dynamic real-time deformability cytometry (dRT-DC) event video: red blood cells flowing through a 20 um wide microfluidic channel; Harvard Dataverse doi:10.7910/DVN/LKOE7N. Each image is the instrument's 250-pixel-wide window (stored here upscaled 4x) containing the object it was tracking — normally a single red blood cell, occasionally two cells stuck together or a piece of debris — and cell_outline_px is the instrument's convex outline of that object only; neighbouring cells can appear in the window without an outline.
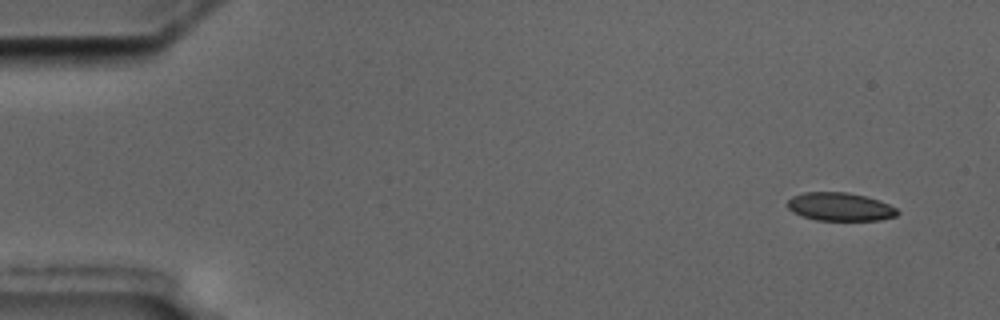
{"species": "common noctule bat (a hibernating species)", "species_latin": "Nyctalus noctula", "temperature_condition": "cold", "stored_images_in_passage": 6, "camera_frame_rate_fps": 3000, "um_per_image_px": 0.085, "animal": {"sex": "male", "body_mass_g": 17.5, "forearm_length_mm": 52.3}, "frame": {"image": 1, "passage_image": 1, "time_ms": 0.0, "image_size_px": [1000, 320], "cell_outline_px": [[900, 212], [896, 216], [880, 220], [816, 220], [792, 212], [788, 208], [788, 200], [792, 196], [804, 192], [848, 192], [880, 200], [896, 208]], "centroid_in_image_um": [71.41, 17.57], "position_along_channel_um": 13.6, "area_um2": 18.09}}